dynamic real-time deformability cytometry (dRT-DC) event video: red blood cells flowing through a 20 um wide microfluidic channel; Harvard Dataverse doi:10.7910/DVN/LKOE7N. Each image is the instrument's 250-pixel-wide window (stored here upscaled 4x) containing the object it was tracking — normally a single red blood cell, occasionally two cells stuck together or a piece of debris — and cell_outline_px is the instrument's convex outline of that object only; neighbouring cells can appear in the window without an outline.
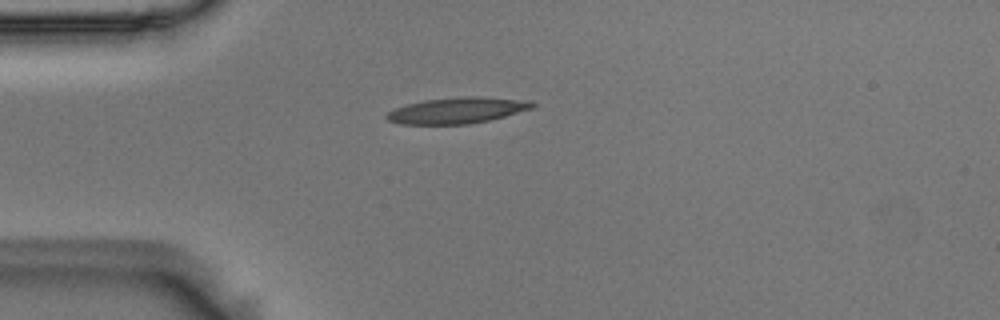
{"species": "Egyptian fruit bat (a non-hibernating species)", "species_latin": "Rousettus aegyptiacus", "temperature_condition": "room temperature", "stored_images_in_passage": 2, "camera_frame_rate_fps": 3000, "um_per_image_px": 0.085, "animal": {"sex": "male"}, "frame": {"image": 1, "passage_image": 2, "time_ms": 0.333, "image_size_px": [1000, 320], "cell_outline_px": [[536, 104], [532, 108], [504, 116], [488, 120], [468, 124], [400, 124], [388, 120], [384, 116], [388, 112], [396, 108], [408, 104], [424, 100], [464, 96], [480, 96], [528, 100]], "centroid_in_image_um": [38.86, 9.38], "position_along_channel_um": 46.1, "area_um2": 21.96}}